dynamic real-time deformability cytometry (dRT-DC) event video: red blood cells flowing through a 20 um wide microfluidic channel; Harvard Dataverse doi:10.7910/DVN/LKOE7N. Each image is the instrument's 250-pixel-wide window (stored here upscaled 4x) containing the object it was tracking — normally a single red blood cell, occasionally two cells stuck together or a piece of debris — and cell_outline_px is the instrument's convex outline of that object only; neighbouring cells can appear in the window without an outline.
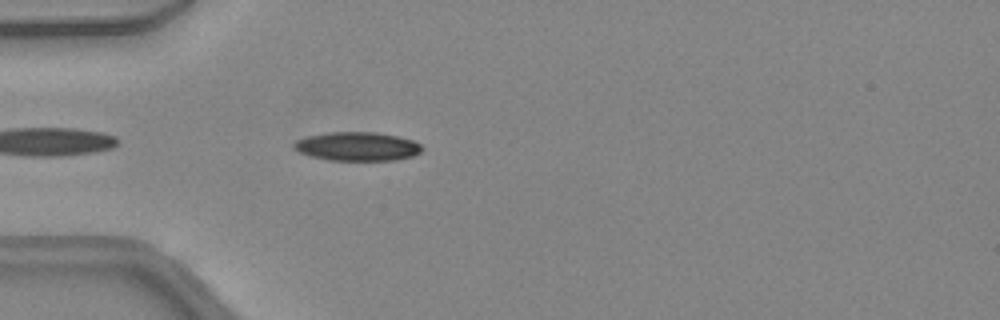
{"species": "common noctule bat (a hibernating species)", "species_latin": "Nyctalus noctula", "temperature_condition": "warm", "stored_images_in_passage": 8, "camera_frame_rate_fps": 3000, "um_per_image_px": 0.085, "animal": {"sex": "female", "body_mass_g": 24.6, "forearm_length_mm": 56.2}, "frame": {"image": 1, "passage_image": 2, "time_ms": 0.333, "image_size_px": [1000, 320], "cell_outline_px": [[424, 148], [420, 152], [412, 156], [396, 160], [328, 160], [312, 156], [300, 152], [292, 148], [292, 144], [296, 140], [308, 136], [332, 132], [376, 132], [396, 136], [412, 140], [420, 144]], "centroid_in_image_um": [30.37, 12.44], "position_along_channel_um": 54.6, "area_um2": 21.39}}